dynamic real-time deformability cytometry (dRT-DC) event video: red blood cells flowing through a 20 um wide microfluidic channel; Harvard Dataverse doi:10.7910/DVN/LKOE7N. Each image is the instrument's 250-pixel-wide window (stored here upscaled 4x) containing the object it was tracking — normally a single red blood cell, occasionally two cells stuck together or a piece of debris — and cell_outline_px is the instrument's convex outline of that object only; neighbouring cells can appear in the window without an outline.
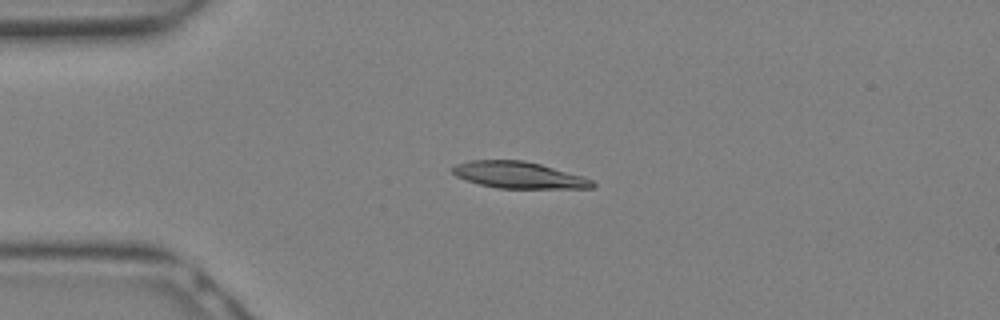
{"species": "Egyptian fruit bat (a non-hibernating species)", "species_latin": "Rousettus aegyptiacus", "temperature_condition": "warm", "stored_images_in_passage": 14, "camera_frame_rate_fps": 3000, "um_per_image_px": 0.085, "animal": {"sex": "female"}, "frame": {"image": 1, "passage_image": 7, "time_ms": 2.0, "image_size_px": [1000, 320], "cell_outline_px": [[596, 184], [592, 188], [496, 188], [464, 180], [456, 176], [452, 172], [452, 168], [456, 164], [472, 160], [524, 160], [540, 164], [584, 176], [592, 180]], "centroid_in_image_um": [44.09, 14.88], "position_along_channel_um": 40.9, "area_um2": 21.68}}
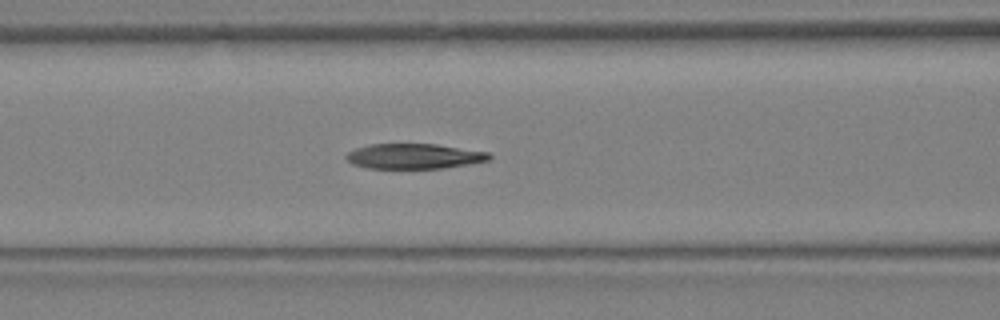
{"frame": {"image": 2, "passage_image": 12, "time_ms": 3.667, "image_size_px": [1000, 320], "cell_outline_px": [[492, 156], [488, 160], [468, 164], [440, 168], [368, 168], [352, 164], [344, 156], [348, 152], [356, 148], [368, 144], [436, 144], [488, 152]], "centroid_in_image_um": [35.16, 13.27], "position_along_channel_um": 131.4, "area_um2": 20.81}}
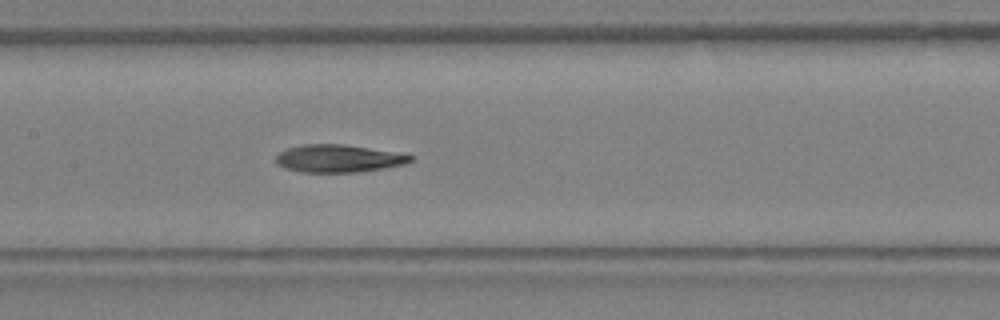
{"frame": {"image": 3, "passage_image": 14, "time_ms": 4.333, "image_size_px": [1000, 320], "cell_outline_px": [[412, 160], [404, 164], [356, 172], [300, 172], [284, 168], [276, 160], [276, 156], [280, 152], [288, 148], [304, 144], [344, 144], [368, 148], [412, 156]], "centroid_in_image_um": [28.69, 13.47], "position_along_channel_um": 178.7, "area_um2": 21.1}}